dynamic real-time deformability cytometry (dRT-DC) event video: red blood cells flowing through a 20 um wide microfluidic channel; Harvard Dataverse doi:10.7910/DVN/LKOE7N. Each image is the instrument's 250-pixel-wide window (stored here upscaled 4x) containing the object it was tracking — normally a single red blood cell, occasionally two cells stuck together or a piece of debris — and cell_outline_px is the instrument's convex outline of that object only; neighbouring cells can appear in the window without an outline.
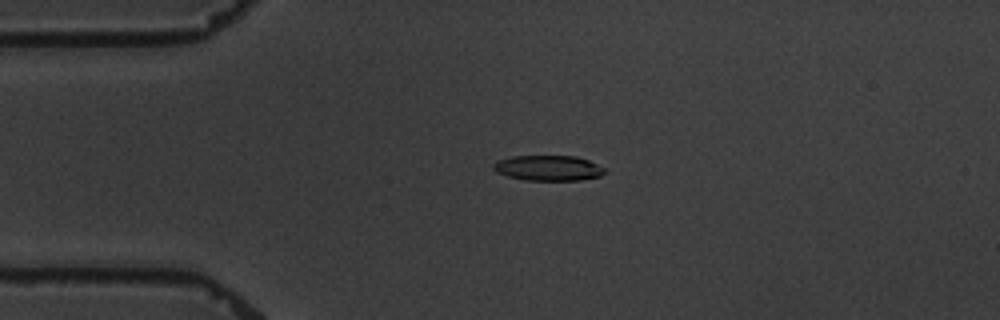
{"species": "common noctule bat (a hibernating species)", "species_latin": "Nyctalus noctula", "temperature_condition": "warm", "stored_images_in_passage": 2, "camera_frame_rate_fps": 3000, "um_per_image_px": 0.085, "animal": {"sex": "male", "body_mass_g": 19.5, "forearm_length_mm": 54.6}, "frame": {"image": 1, "passage_image": 1, "time_ms": 0.0, "image_size_px": [1000, 320], "cell_outline_px": [[604, 172], [600, 176], [580, 180], [524, 180], [508, 176], [496, 172], [492, 168], [492, 164], [496, 160], [512, 156], [576, 156], [588, 160], [604, 168]], "centroid_in_image_um": [46.55, 14.28], "position_along_channel_um": 38.5, "area_um2": 16.42}}